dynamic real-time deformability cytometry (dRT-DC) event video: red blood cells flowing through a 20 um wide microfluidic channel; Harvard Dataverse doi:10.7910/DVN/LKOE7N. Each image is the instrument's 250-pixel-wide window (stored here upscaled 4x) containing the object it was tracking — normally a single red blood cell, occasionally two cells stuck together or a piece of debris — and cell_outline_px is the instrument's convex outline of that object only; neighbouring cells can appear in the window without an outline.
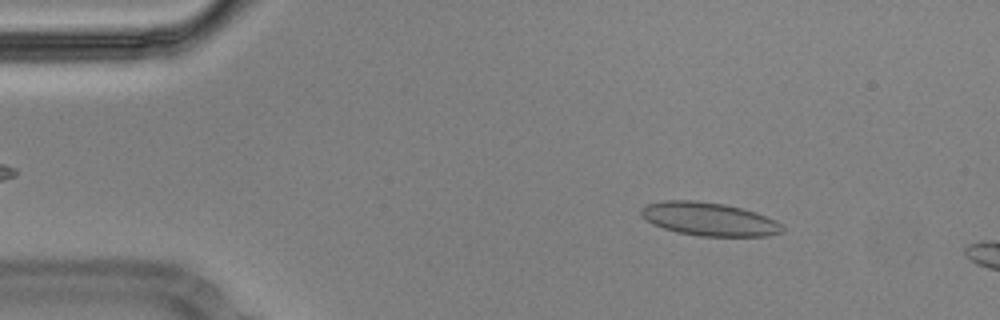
{"species": "Egyptian fruit bat (a non-hibernating species)", "species_latin": "Rousettus aegyptiacus", "temperature_condition": "cold", "stored_images_in_passage": 12, "camera_frame_rate_fps": 3000, "um_per_image_px": 0.085, "animal": {"sex": "male"}, "frame": {"image": 1, "passage_image": 7, "time_ms": 2.0, "image_size_px": [1000, 320], "cell_outline_px": [[784, 232], [768, 236], [700, 236], [676, 232], [652, 224], [640, 212], [640, 208], [648, 204], [664, 200], [692, 200], [724, 204], [756, 212], [776, 220], [784, 224]], "centroid_in_image_um": [60.32, 18.63], "position_along_channel_um": 24.7, "area_um2": 27.46}}